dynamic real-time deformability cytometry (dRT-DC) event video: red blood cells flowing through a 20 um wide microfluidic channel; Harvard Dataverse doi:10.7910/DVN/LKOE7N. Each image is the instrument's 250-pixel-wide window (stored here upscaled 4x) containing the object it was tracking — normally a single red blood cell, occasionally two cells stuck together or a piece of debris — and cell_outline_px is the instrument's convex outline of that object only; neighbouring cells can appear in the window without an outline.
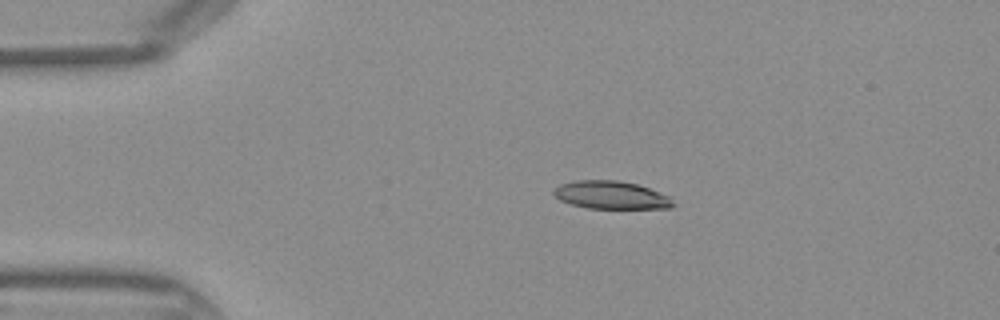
{"species": "Egyptian fruit bat (a non-hibernating species)", "species_latin": "Rousettus aegyptiacus", "temperature_condition": "warm", "stored_images_in_passage": 44, "camera_frame_rate_fps": 3000, "um_per_image_px": 0.085, "frame": {"image": 1, "passage_image": 9, "time_ms": 2.667, "image_size_px": [1000, 320], "cell_outline_px": [[676, 204], [672, 208], [588, 208], [572, 204], [560, 200], [552, 192], [560, 184], [576, 180], [616, 180], [636, 184], [660, 192], [668, 196]], "centroid_in_image_um": [51.96, 16.58], "position_along_channel_um": 33.0, "area_um2": 19.25}}
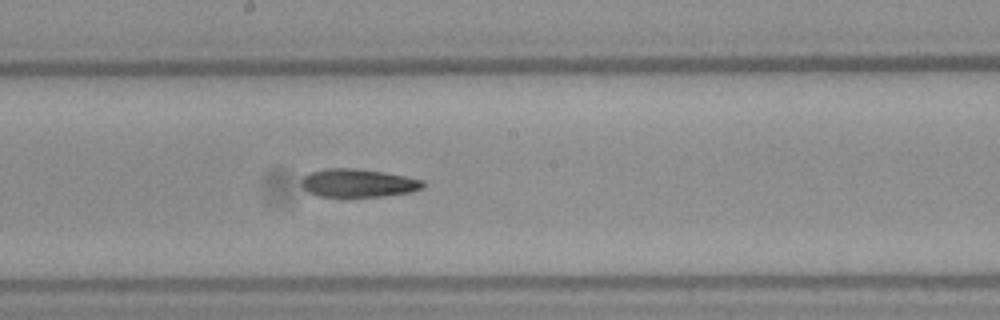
{"frame": {"image": 2, "passage_image": 24, "time_ms": 7.667, "image_size_px": [1000, 320], "cell_outline_px": [[424, 184], [420, 188], [412, 192], [380, 196], [316, 196], [308, 192], [300, 184], [300, 180], [304, 176], [312, 172], [324, 168], [356, 168], [384, 172], [424, 180]], "centroid_in_image_um": [30.4, 15.55], "position_along_channel_um": 217.8, "area_um2": 19.88}}
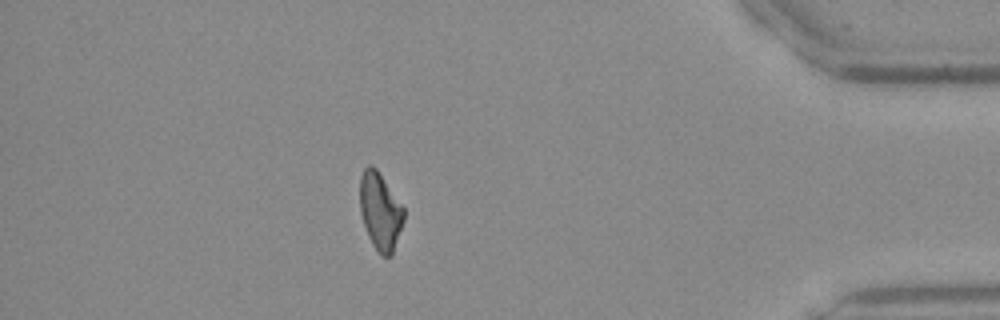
{"frame": {"image": 3, "passage_image": 39, "time_ms": 12.667, "image_size_px": [1000, 320], "cell_outline_px": [[404, 220], [392, 256], [380, 256], [372, 244], [368, 236], [360, 212], [360, 176], [364, 168], [368, 164], [372, 164], [376, 168], [404, 208]], "centroid_in_image_um": [32.31, 17.97], "position_along_channel_um": 402.9, "area_um2": 19.83}}